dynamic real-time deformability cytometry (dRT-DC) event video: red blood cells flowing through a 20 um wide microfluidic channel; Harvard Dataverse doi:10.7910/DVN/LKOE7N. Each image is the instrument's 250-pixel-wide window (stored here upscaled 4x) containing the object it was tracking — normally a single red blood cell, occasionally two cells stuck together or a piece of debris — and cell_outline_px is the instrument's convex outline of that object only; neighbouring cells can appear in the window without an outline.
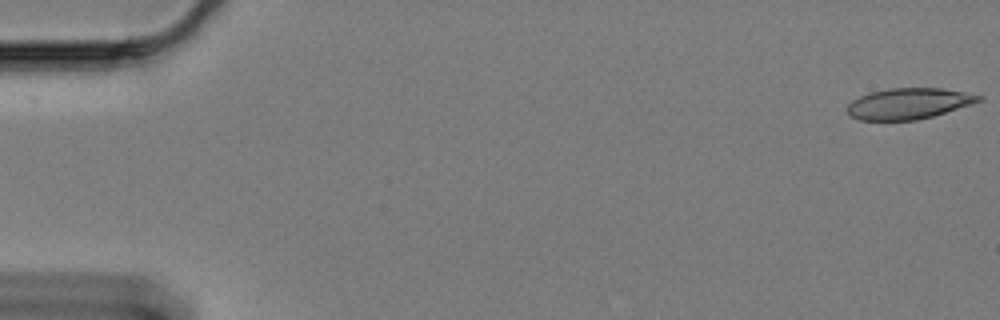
{"species": "Egyptian fruit bat (a non-hibernating species)", "species_latin": "Rousettus aegyptiacus", "temperature_condition": "cold", "stored_images_in_passage": 60, "camera_frame_rate_fps": 3000, "um_per_image_px": 0.085, "animal": {"sex": "female"}, "frame": {"image": 1, "passage_image": 1, "time_ms": 0.0, "image_size_px": [1000, 320], "cell_outline_px": [[984, 100], [972, 104], [932, 116], [916, 120], [860, 120], [848, 116], [844, 108], [852, 100], [868, 92], [888, 88], [940, 88], [964, 92], [984, 96]], "centroid_in_image_um": [77.19, 8.8], "position_along_channel_um": 7.8, "area_um2": 23.93}}
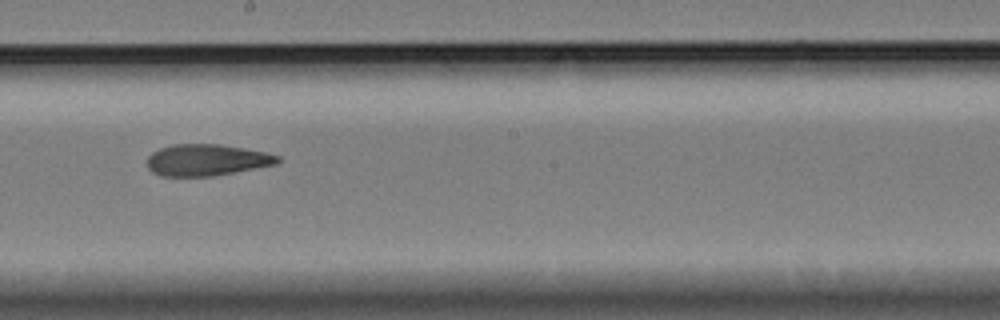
{"frame": {"image": 2, "passage_image": 34, "time_ms": 11.0, "image_size_px": [1000, 320], "cell_outline_px": [[280, 160], [276, 164], [212, 176], [164, 176], [152, 172], [148, 168], [148, 156], [152, 152], [160, 148], [172, 144], [220, 144], [244, 148], [264, 152], [280, 156]], "centroid_in_image_um": [17.54, 13.59], "position_along_channel_um": 230.7, "area_um2": 23.81}}
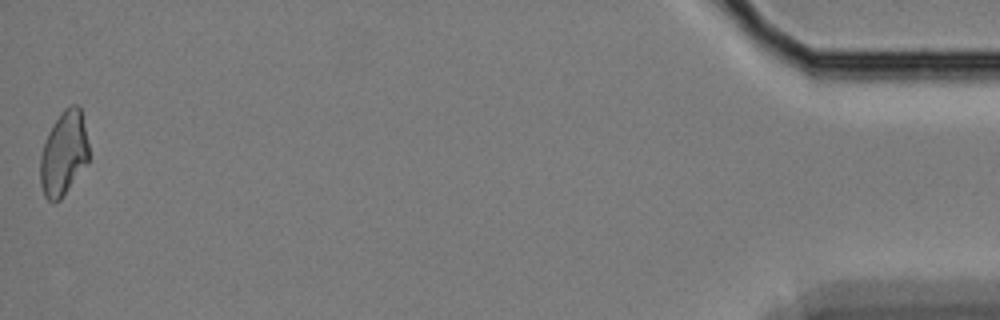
{"frame": {"image": 3, "passage_image": 60, "time_ms": 19.667, "image_size_px": [1000, 320], "cell_outline_px": [[88, 160], [60, 200], [48, 200], [44, 196], [40, 184], [40, 156], [48, 132], [60, 112], [64, 108], [72, 104], [76, 104], [80, 108], [88, 144]], "centroid_in_image_um": [5.39, 13.02], "position_along_channel_um": 429.8, "area_um2": 23.41}, "authors_computed_cell_mechanics": {"area_um2": 24.4494, "velocity_mm_per_s": 3.3355, "shape_relaxation_time_tau1_ms": null, "shape_relaxation_time_tau2_ms": 6.1696, "deformation_change_tau1": null, "deformation_change_tau2": 0.1531}}